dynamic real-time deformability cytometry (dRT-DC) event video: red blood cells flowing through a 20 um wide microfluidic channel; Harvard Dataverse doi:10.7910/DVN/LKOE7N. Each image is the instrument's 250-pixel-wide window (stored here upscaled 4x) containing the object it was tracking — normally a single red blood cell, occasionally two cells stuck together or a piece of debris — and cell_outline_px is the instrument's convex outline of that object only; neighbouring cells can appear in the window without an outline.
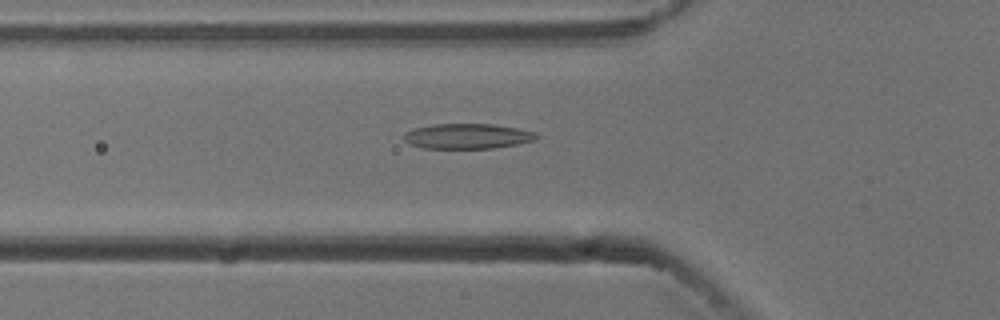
{"species": "common noctule bat (a hibernating species)", "species_latin": "Nyctalus noctula", "temperature_condition": "cold", "stored_images_in_passage": 43, "camera_frame_rate_fps": 3000, "um_per_image_px": 0.085, "animal": {"sex": "male", "body_mass_g": 13.3}, "frame": {"image": 1, "passage_image": 8, "time_ms": 2.333, "image_size_px": [1000, 320], "cell_outline_px": [[540, 136], [536, 140], [516, 144], [492, 148], [424, 148], [408, 144], [404, 140], [404, 132], [412, 128], [432, 124], [492, 124], [516, 128], [536, 132]], "centroid_in_image_um": [39.7, 11.57], "position_along_channel_um": 86.1, "area_um2": 19.54}}
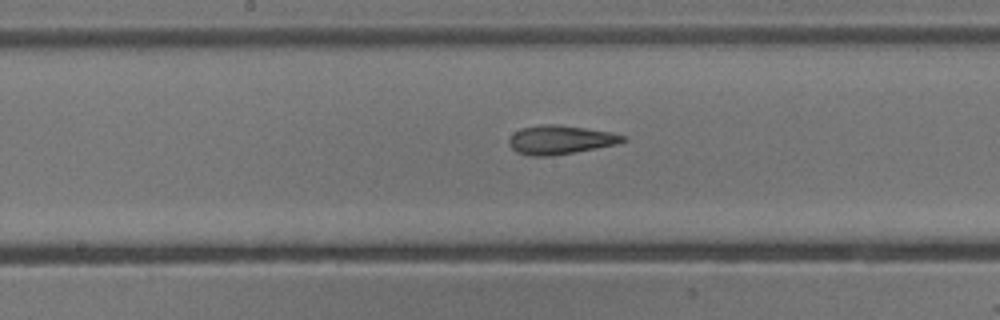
{"frame": {"image": 2, "passage_image": 17, "time_ms": 5.333, "image_size_px": [1000, 320], "cell_outline_px": [[628, 140], [616, 144], [596, 148], [548, 156], [532, 156], [516, 152], [508, 144], [508, 140], [520, 128], [540, 124], [556, 124], [612, 132], [628, 136]], "centroid_in_image_um": [47.64, 11.87], "position_along_channel_um": 200.6, "area_um2": 19.07}}
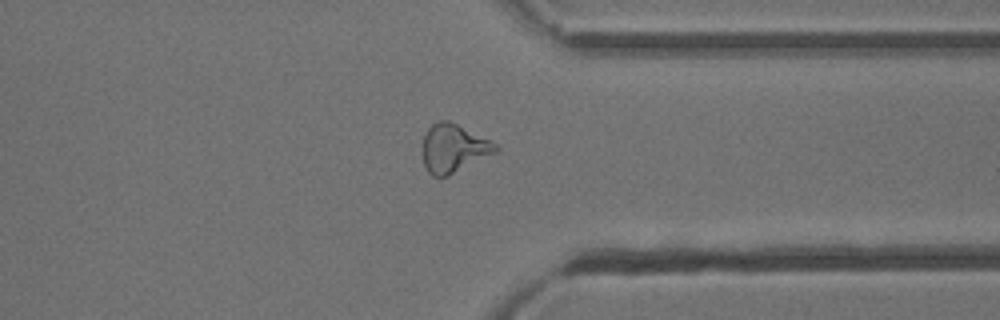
{"frame": {"image": 3, "passage_image": 31, "time_ms": 10.0, "image_size_px": [1000, 320], "cell_outline_px": [[500, 148], [496, 152], [448, 176], [432, 176], [428, 172], [420, 156], [420, 144], [428, 128], [436, 120], [448, 120], [496, 144]], "centroid_in_image_um": [38.46, 12.61], "position_along_channel_um": 372.9, "area_um2": 20.63}, "authors_computed_cell_mechanics": {"area_um2": 19.4786, "velocity_mm_per_s": 3.7704, "shape_relaxation_time_tau1_ms": 4.7832, "shape_relaxation_time_tau2_ms": 2.2794, "deformation_change_tau1": 0.168, "deformation_change_tau2": 0.1126}}